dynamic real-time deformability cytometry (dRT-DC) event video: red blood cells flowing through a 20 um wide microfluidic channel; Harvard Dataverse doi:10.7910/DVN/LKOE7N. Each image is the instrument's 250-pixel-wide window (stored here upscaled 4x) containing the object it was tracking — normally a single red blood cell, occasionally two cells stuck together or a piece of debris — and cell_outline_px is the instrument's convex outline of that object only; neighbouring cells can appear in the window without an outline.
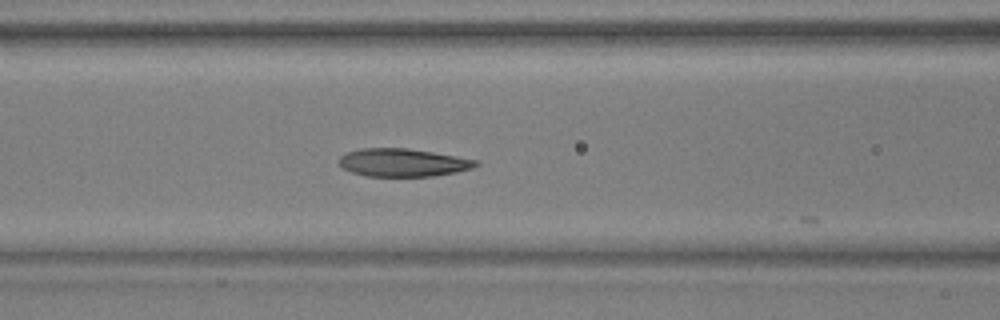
{"species": "common noctule bat (a hibernating species)", "species_latin": "Nyctalus noctula", "temperature_condition": "warm", "stored_images_in_passage": 22, "camera_frame_rate_fps": 3000, "um_per_image_px": 0.085, "animal": {"sex": "male", "body_mass_g": 17.9, "forearm_length_mm": 54.2}, "frame": {"image": 1, "passage_image": 21, "time_ms": 6.667, "image_size_px": [1000, 320], "cell_outline_px": [[480, 164], [472, 168], [456, 172], [432, 176], [368, 176], [352, 172], [344, 168], [336, 160], [340, 156], [348, 152], [360, 148], [408, 148], [456, 156], [476, 160]], "centroid_in_image_um": [34.23, 13.81], "position_along_channel_um": 132.4, "area_um2": 22.2}}